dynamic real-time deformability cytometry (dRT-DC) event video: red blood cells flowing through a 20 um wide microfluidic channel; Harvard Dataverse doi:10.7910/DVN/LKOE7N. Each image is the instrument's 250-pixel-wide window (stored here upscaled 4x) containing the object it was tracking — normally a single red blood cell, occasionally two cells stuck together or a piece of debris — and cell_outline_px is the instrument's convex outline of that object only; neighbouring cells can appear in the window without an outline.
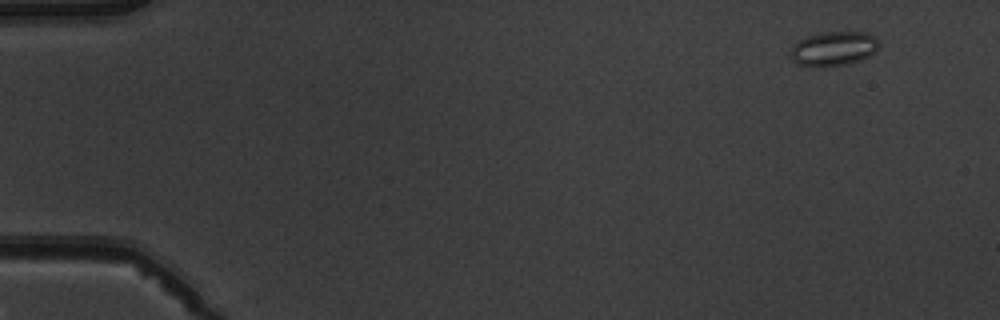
{"species": "common noctule bat (a hibernating species)", "species_latin": "Nyctalus noctula", "temperature_condition": "warm", "stored_images_in_passage": 5, "camera_frame_rate_fps": 3000, "um_per_image_px": 0.085, "animal": {"sex": "male", "body_mass_g": 19.5, "forearm_length_mm": 54.6}, "frame": {"image": 1, "passage_image": 1, "time_ms": 0.0, "image_size_px": [1000, 320], "cell_outline_px": [[880, 44], [868, 56], [860, 60], [848, 64], [796, 64], [792, 60], [792, 44], [808, 36], [824, 32], [868, 32], [876, 36]], "centroid_in_image_um": [70.9, 4.08], "position_along_channel_um": 14.1, "area_um2": 17.05}}
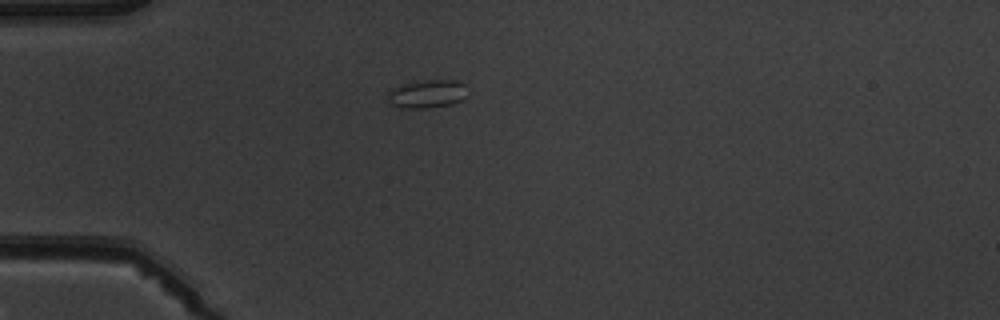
{"frame": {"image": 2, "passage_image": 4, "time_ms": 3.667, "image_size_px": [1000, 320], "cell_outline_px": [[468, 96], [452, 104], [428, 108], [400, 108], [392, 104], [388, 100], [388, 92], [392, 88], [404, 84], [428, 80], [460, 80], [464, 84]], "centroid_in_image_um": [36.34, 7.98], "position_along_channel_um": 48.7, "area_um2": 13.12}}